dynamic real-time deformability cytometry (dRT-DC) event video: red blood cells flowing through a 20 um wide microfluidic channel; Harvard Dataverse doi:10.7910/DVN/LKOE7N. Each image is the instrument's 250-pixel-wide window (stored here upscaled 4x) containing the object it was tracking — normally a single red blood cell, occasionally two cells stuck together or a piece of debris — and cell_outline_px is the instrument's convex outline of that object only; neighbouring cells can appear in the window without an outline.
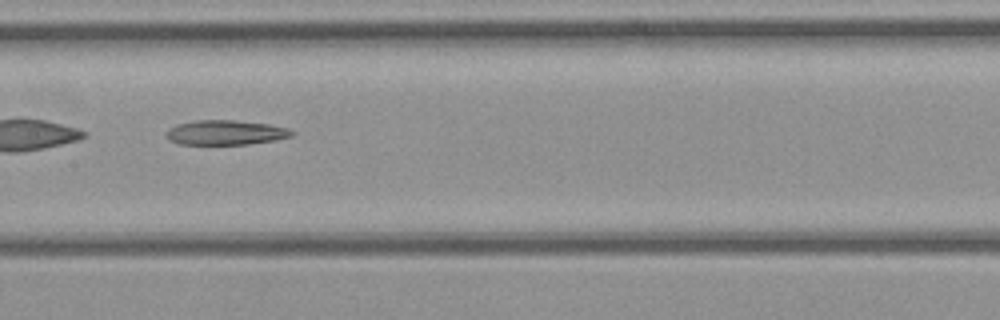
{"species": "common noctule bat (a hibernating species)", "species_latin": "Nyctalus noctula", "temperature_condition": "cold", "stored_images_in_passage": 30, "camera_frame_rate_fps": 3000, "um_per_image_px": 0.085, "animal": {"sex": "female", "body_mass_g": 21.9}, "frame": {"image": 1, "passage_image": 9, "time_ms": 2.667, "image_size_px": [1000, 320], "cell_outline_px": [[296, 132], [292, 136], [276, 140], [248, 144], [180, 144], [168, 140], [164, 136], [164, 132], [168, 128], [176, 124], [196, 120], [236, 120], [268, 124], [288, 128]], "centroid_in_image_um": [19.14, 11.26], "position_along_channel_um": 188.3, "area_um2": 18.32}}
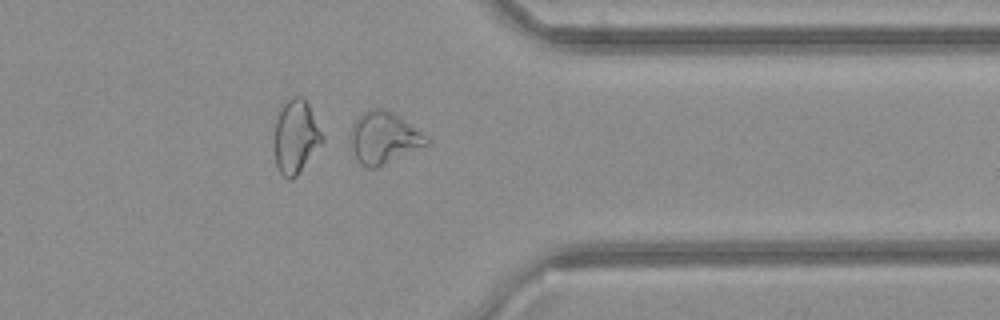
{"frame": {"image": 2, "passage_image": 22, "time_ms": 7.0, "image_size_px": [1000, 320], "cell_outline_px": [[432, 140], [428, 144], [376, 168], [364, 168], [356, 160], [352, 148], [352, 124], [368, 108], [384, 108], [392, 112], [428, 136]], "centroid_in_image_um": [32.63, 11.72], "position_along_channel_um": 378.8, "area_um2": 22.72}}